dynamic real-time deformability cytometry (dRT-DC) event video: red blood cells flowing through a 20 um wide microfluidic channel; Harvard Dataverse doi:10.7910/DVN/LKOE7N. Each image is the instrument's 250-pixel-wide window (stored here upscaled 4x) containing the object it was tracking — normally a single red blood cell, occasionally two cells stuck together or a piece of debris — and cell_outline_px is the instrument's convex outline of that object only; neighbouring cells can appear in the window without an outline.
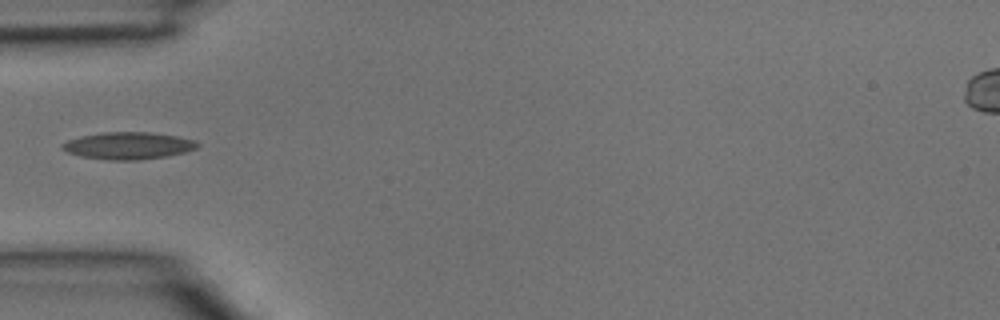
{"species": "common noctule bat (a hibernating species)", "species_latin": "Nyctalus noctula", "temperature_condition": "room temperature", "stored_images_in_passage": 1, "camera_frame_rate_fps": 3000, "um_per_image_px": 0.085, "animal": {"sex": "male", "body_mass_g": 15.6}, "frame": {"image": 1, "passage_image": 1, "time_ms": 0.0, "image_size_px": [1000, 320], "cell_outline_px": [[200, 144], [196, 148], [184, 152], [168, 156], [140, 160], [112, 160], [80, 156], [68, 152], [60, 148], [60, 144], [68, 140], [80, 136], [104, 132], [152, 132], [176, 136], [196, 140]], "centroid_in_image_um": [10.9, 12.38], "position_along_channel_um": 74.1, "area_um2": 21.44}}